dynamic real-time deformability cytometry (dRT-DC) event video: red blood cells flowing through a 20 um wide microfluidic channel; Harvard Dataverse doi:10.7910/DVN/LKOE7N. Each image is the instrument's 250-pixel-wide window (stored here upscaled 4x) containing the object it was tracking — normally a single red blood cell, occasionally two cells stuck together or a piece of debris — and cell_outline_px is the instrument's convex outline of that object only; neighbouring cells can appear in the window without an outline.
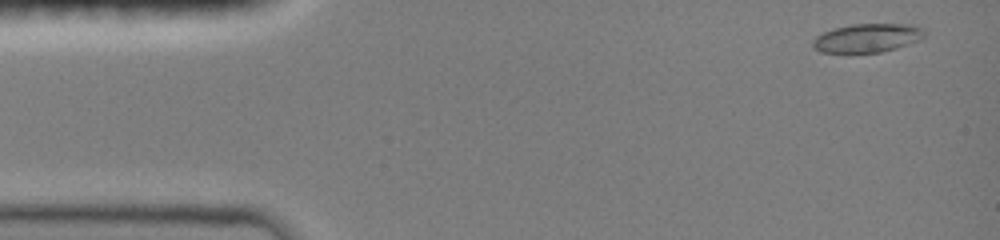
{"species": "common noctule bat (a hibernating species)", "species_latin": "Nyctalus noctula", "temperature_condition": "room temperature", "stored_images_in_passage": 43, "camera_frame_rate_fps": 3000, "um_per_image_px": 0.085, "animal": {"sex": "female", "body_mass_g": 19.0, "forearm_length_mm": 51.5}, "frame": {"image": 1, "passage_image": 3, "time_ms": 0.667, "image_size_px": [1000, 240], "cell_outline_px": [[924, 36], [920, 40], [896, 48], [880, 52], [848, 56], [820, 52], [812, 48], [812, 40], [816, 36], [824, 32], [836, 28], [852, 24], [912, 24], [924, 28]], "centroid_in_image_um": [73.66, 3.28], "position_along_channel_um": 11.3, "area_um2": 19.48}}
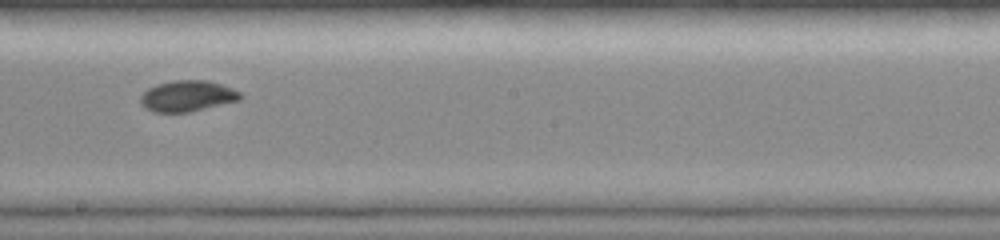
{"frame": {"image": 2, "passage_image": 25, "time_ms": 8.0, "image_size_px": [1000, 240], "cell_outline_px": [[244, 96], [240, 100], [188, 112], [152, 112], [144, 108], [140, 104], [140, 96], [148, 88], [156, 84], [172, 80], [208, 80], [232, 88], [240, 92]], "centroid_in_image_um": [15.9, 8.16], "position_along_channel_um": 232.3, "area_um2": 18.15}}
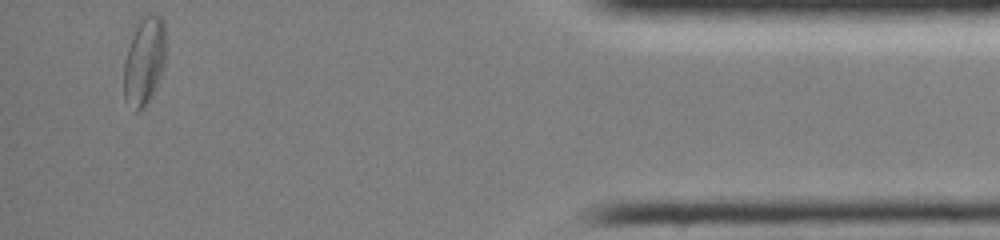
{"frame": {"image": 3, "passage_image": 43, "time_ms": 14.0, "image_size_px": [1000, 240], "cell_outline_px": [[164, 64], [160, 76], [152, 96], [148, 104], [140, 112], [136, 112], [124, 100], [124, 60], [132, 24], [144, 12], [148, 12], [160, 16], [164, 20]], "centroid_in_image_um": [12.21, 5.11], "position_along_channel_um": 423.0, "area_um2": 22.48}, "authors_computed_cell_mechanics": {"area_um2": 18.2648, "velocity_mm_per_s": 4.0462, "shape_relaxation_time_tau1_ms": 4.6999, "shape_relaxation_time_tau2_ms": 3.8238, "deformation_change_tau1": 0.1219, "deformation_change_tau2": 0.0412}}